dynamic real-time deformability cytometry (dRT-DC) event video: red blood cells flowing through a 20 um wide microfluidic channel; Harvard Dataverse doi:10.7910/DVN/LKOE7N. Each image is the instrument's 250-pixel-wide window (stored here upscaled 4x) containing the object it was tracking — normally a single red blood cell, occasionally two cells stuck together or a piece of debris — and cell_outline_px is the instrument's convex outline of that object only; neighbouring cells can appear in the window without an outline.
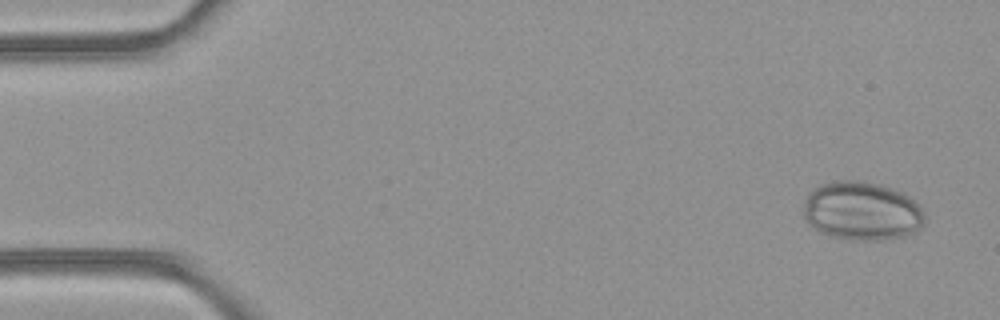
{"species": "common noctule bat (a hibernating species)", "species_latin": "Nyctalus noctula", "temperature_condition": "room temperature", "stored_images_in_passage": 4, "camera_frame_rate_fps": 3000, "um_per_image_px": 0.085, "animal": {"sex": "female", "body_mass_g": 21.9}, "frame": {"image": 1, "passage_image": 1, "time_ms": 0.0, "image_size_px": [1000, 320], "cell_outline_px": [[924, 220], [920, 228], [904, 236], [876, 240], [860, 240], [832, 236], [820, 232], [808, 224], [804, 216], [804, 204], [812, 188], [820, 184], [836, 180], [864, 180], [880, 184], [904, 192], [924, 212]], "centroid_in_image_um": [73.24, 17.91], "position_along_channel_um": 11.8, "area_um2": 41.38}}